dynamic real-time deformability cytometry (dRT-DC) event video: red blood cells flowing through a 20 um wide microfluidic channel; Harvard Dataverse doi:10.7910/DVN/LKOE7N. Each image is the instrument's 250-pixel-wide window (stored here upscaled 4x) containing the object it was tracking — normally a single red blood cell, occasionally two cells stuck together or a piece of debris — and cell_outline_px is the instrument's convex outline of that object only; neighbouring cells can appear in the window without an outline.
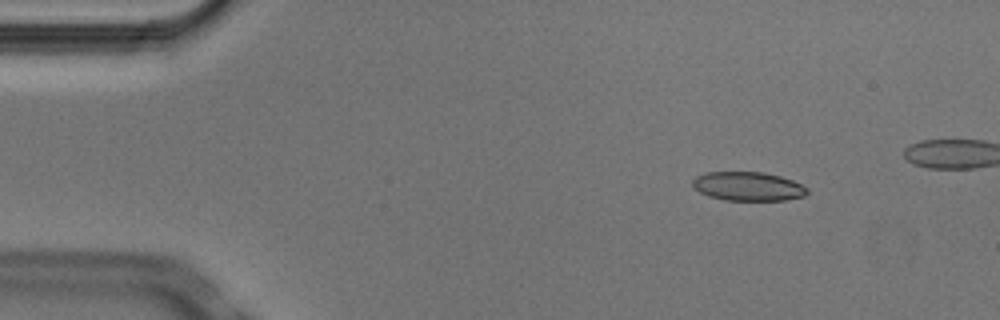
{"species": "Egyptian fruit bat (a non-hibernating species)", "species_latin": "Rousettus aegyptiacus", "temperature_condition": "cold", "stored_images_in_passage": 4, "camera_frame_rate_fps": 3000, "um_per_image_px": 0.085, "animal": {"sex": "male"}, "frame": {"image": 1, "passage_image": 1, "time_ms": 0.0, "image_size_px": [1000, 320], "cell_outline_px": [[808, 192], [804, 196], [784, 200], [724, 200], [708, 196], [692, 188], [692, 180], [696, 176], [708, 172], [764, 172], [780, 176], [792, 180], [808, 188]], "centroid_in_image_um": [63.55, 15.84], "position_along_channel_um": 21.4, "area_um2": 19.36}}